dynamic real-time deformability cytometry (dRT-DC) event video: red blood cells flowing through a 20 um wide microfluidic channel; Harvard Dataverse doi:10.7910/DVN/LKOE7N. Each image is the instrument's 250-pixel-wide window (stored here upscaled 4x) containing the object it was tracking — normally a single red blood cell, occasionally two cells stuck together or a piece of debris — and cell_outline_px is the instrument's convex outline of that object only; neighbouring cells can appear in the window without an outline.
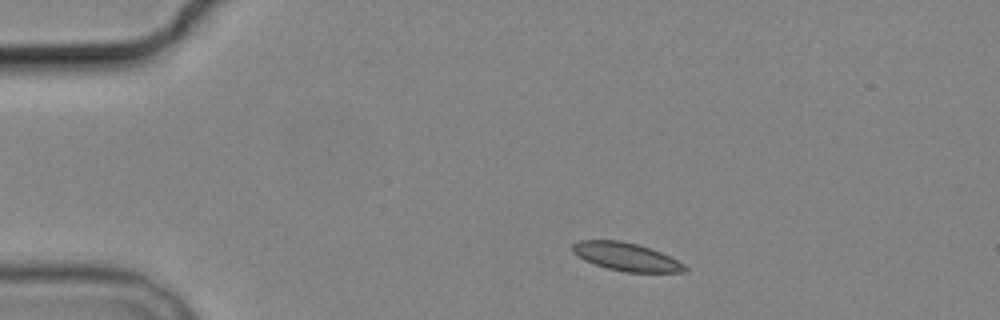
{"species": "common noctule bat (a hibernating species)", "species_latin": "Nyctalus noctula", "temperature_condition": "cold", "stored_images_in_passage": 3, "segment_of_instrument_passage": [1, 2], "camera_frame_rate_fps": 3000, "um_per_image_px": 0.085, "animal": {"sex": "male", "body_mass_g": 19.2, "forearm_length_mm": 51.8}, "frame": {"image": 1, "passage_image": 1, "time_ms": 0.0, "image_size_px": [1000, 320], "cell_outline_px": [[688, 268], [684, 272], [624, 272], [608, 268], [584, 260], [576, 256], [572, 252], [572, 244], [580, 240], [620, 240], [652, 248], [684, 264]], "centroid_in_image_um": [53.2, 21.82], "position_along_channel_um": 31.8, "area_um2": 18.32}}